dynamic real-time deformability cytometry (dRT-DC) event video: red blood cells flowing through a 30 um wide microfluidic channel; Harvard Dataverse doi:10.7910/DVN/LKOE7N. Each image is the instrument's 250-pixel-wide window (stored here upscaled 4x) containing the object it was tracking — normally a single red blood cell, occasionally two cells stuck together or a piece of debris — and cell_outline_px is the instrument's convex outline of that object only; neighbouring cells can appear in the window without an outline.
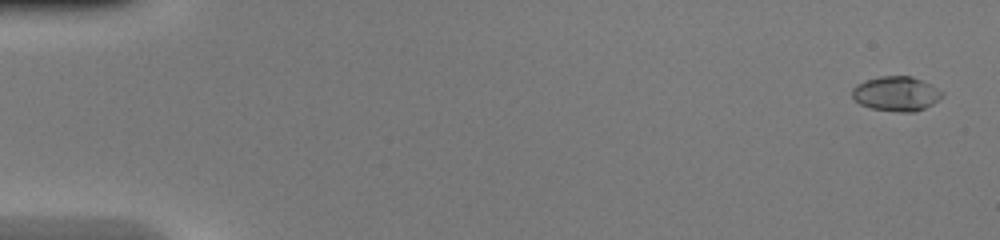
{"species": "common noctule bat (a hibernating species)", "species_latin": "Nyctalus noctula", "temperature_condition": "warm", "stored_images_in_passage": 49, "camera_frame_rate_fps": 3000, "um_per_image_px": 0.085, "animal": {"sex": "female", "body_mass_g": 20.0, "forearm_length_mm": 54.0}, "frame": {"image": 1, "passage_image": 2, "time_ms": 0.333, "image_size_px": [1000, 240], "cell_outline_px": [[944, 96], [932, 104], [916, 112], [900, 112], [872, 108], [860, 104], [852, 96], [852, 88], [856, 84], [880, 76], [912, 76], [932, 84], [944, 92]], "centroid_in_image_um": [76.22, 7.96], "position_along_channel_um": 8.8, "area_um2": 18.21}}
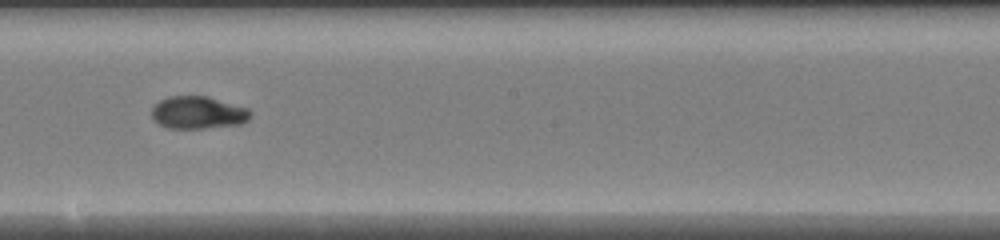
{"frame": {"image": 2, "passage_image": 29, "time_ms": 9.333, "image_size_px": [1000, 240], "cell_outline_px": [[252, 116], [244, 124], [204, 128], [168, 128], [152, 120], [152, 108], [160, 100], [168, 96], [208, 96], [248, 108], [252, 112]], "centroid_in_image_um": [16.87, 9.57], "position_along_channel_um": 231.3, "area_um2": 18.9}}
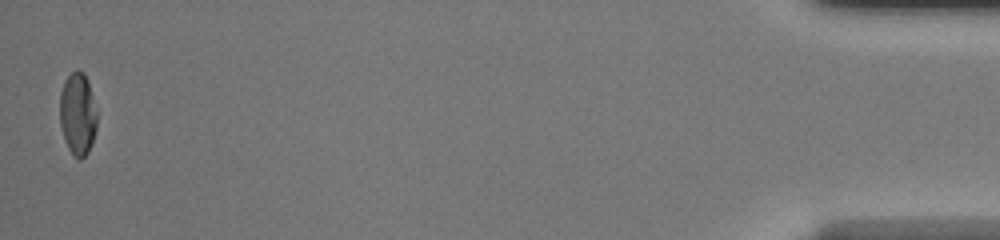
{"frame": {"image": 3, "passage_image": 49, "time_ms": 16.0, "image_size_px": [1000, 240], "cell_outline_px": [[96, 128], [88, 152], [80, 160], [68, 148], [60, 124], [60, 92], [64, 80], [72, 72], [84, 72], [88, 80], [96, 108]], "centroid_in_image_um": [6.6, 9.66], "position_along_channel_um": 428.6, "area_um2": 17.57}, "authors_computed_cell_mechanics": {"area_um2": 18.0336, "velocity_mm_per_s": 4.2914, "shape_relaxation_time_tau1_ms": null, "shape_relaxation_time_tau2_ms": 1.393, "deformation_change_tau1": null, "deformation_change_tau2": 0.0477}}